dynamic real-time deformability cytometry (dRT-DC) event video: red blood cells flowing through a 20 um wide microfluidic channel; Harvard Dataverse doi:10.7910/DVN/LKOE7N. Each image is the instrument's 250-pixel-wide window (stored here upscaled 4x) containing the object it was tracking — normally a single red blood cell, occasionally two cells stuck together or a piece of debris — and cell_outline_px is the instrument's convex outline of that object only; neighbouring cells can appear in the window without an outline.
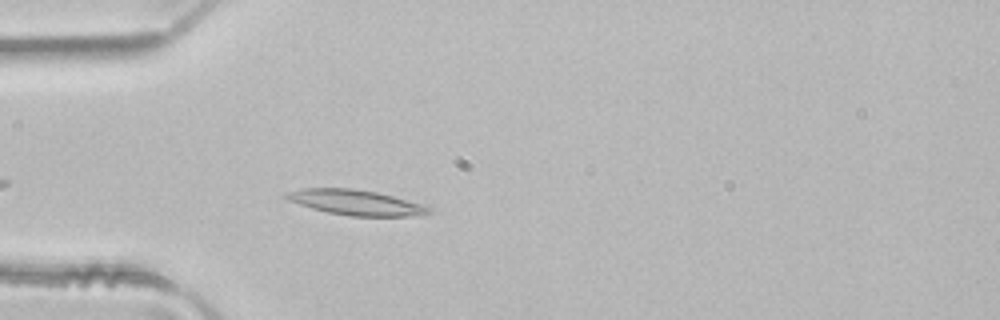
{"species": "common noctule bat (a hibernating species)", "species_latin": "Nyctalus noctula", "temperature_condition": "room temperature", "stored_images_in_passage": 2, "camera_frame_rate_fps": 3000, "um_per_image_px": 0.085, "animal": {"sex": "male", "body_mass_g": 21.5, "forearm_length_mm": 52.0}, "frame": {"image": 1, "passage_image": 2, "time_ms": 0.333, "image_size_px": [1000, 320], "cell_outline_px": [[436, 212], [420, 216], [352, 216], [328, 212], [312, 208], [288, 200], [280, 196], [284, 192], [300, 188], [352, 188], [376, 192], [424, 204], [432, 208]], "centroid_in_image_um": [30.27, 17.21], "position_along_channel_um": 54.7, "area_um2": 21.27}}